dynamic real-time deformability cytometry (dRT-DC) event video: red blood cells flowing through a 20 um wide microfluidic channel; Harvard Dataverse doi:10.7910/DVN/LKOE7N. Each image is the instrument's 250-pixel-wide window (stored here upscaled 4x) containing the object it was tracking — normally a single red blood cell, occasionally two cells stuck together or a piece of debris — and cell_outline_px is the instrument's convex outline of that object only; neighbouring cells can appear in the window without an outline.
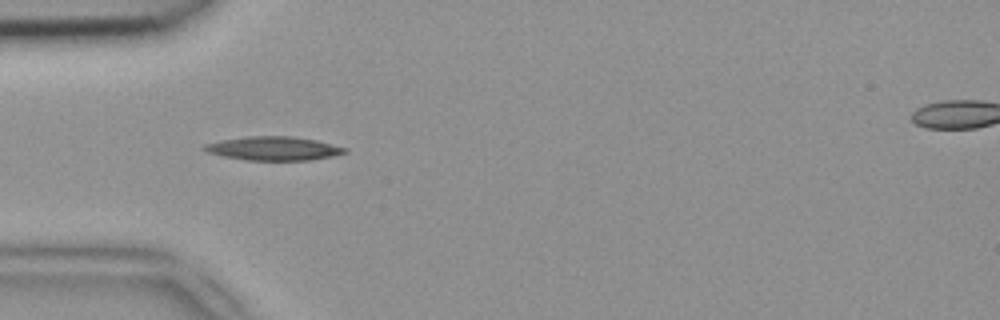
{"species": "common noctule bat (a hibernating species)", "species_latin": "Nyctalus noctula", "temperature_condition": "room temperature", "stored_images_in_passage": 35, "camera_frame_rate_fps": 3000, "um_per_image_px": 0.085, "animal": {"sex": "female", "body_mass_g": 18.4}, "frame": {"image": 1, "passage_image": 1, "time_ms": 0.0, "image_size_px": [1000, 320], "cell_outline_px": [[348, 152], [332, 156], [312, 160], [248, 160], [220, 156], [208, 152], [200, 148], [204, 144], [220, 140], [248, 136], [292, 136], [316, 140], [348, 148]], "centroid_in_image_um": [23.24, 12.62], "position_along_channel_um": 61.8, "area_um2": 19.59}}
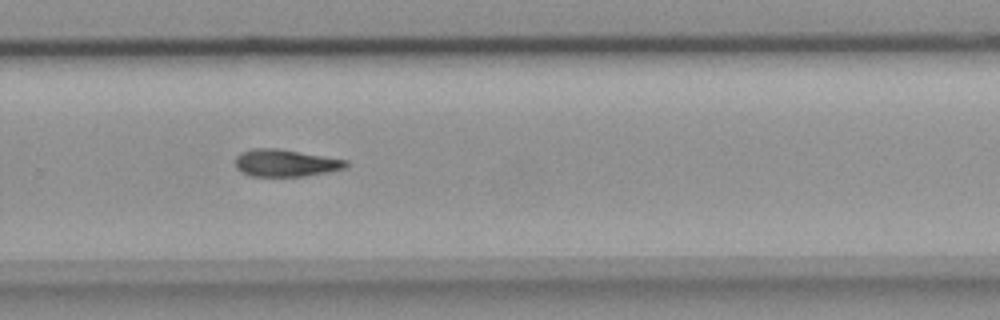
{"frame": {"image": 2, "passage_image": 19, "time_ms": 6.0, "image_size_px": [1000, 320], "cell_outline_px": [[348, 164], [344, 168], [328, 172], [304, 176], [252, 176], [240, 172], [236, 168], [236, 156], [240, 152], [256, 148], [276, 148], [348, 160]], "centroid_in_image_um": [24.24, 13.85], "position_along_channel_um": 305.6, "area_um2": 17.46}}
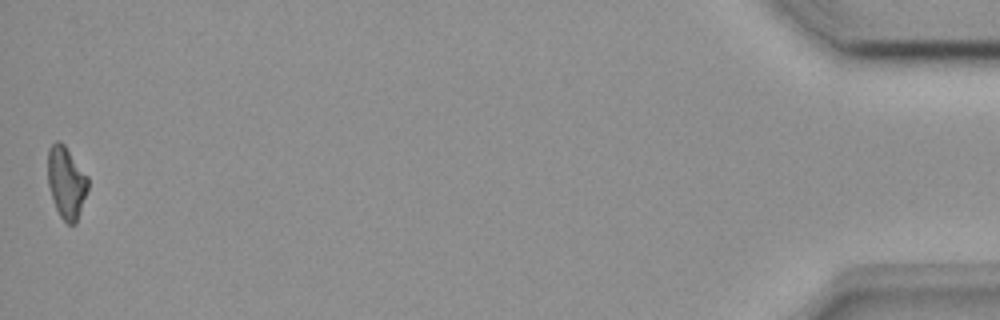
{"frame": {"image": 3, "passage_image": 35, "time_ms": 11.333, "image_size_px": [1000, 320], "cell_outline_px": [[88, 188], [76, 224], [68, 224], [60, 216], [56, 208], [48, 184], [48, 148], [56, 140], [60, 140], [64, 144], [88, 176]], "centroid_in_image_um": [5.64, 15.48], "position_along_channel_um": 429.6, "area_um2": 16.76}}